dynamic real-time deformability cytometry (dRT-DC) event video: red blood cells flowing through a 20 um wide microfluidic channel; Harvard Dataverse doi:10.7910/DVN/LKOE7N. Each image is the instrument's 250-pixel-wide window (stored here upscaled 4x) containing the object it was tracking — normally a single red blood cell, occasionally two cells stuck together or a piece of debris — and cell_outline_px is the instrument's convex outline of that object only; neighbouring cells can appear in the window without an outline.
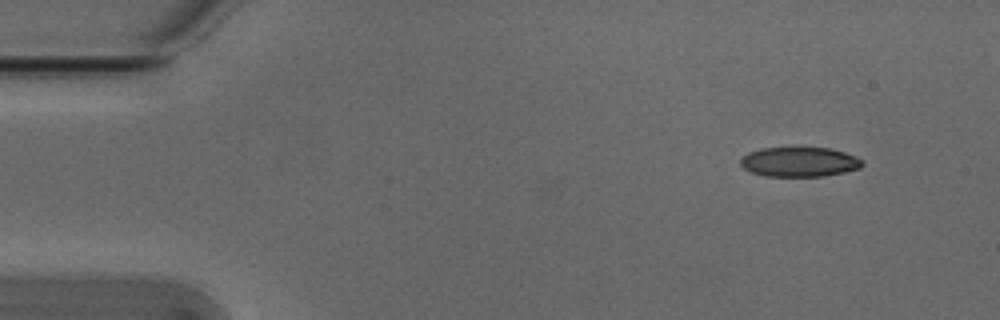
{"species": "Egyptian fruit bat (a non-hibernating species)", "species_latin": "Rousettus aegyptiacus", "temperature_condition": "cold", "stored_images_in_passage": 43, "camera_frame_rate_fps": 3000, "um_per_image_px": 0.085, "animal": {"sex": "male"}, "frame": {"image": 1, "passage_image": 1, "time_ms": 0.0, "image_size_px": [1000, 320], "cell_outline_px": [[864, 164], [860, 168], [844, 172], [824, 176], [764, 176], [752, 172], [744, 168], [740, 164], [740, 160], [748, 152], [760, 148], [832, 148], [856, 156], [864, 160]], "centroid_in_image_um": [67.97, 13.76], "position_along_channel_um": 17.0, "area_um2": 21.1}}
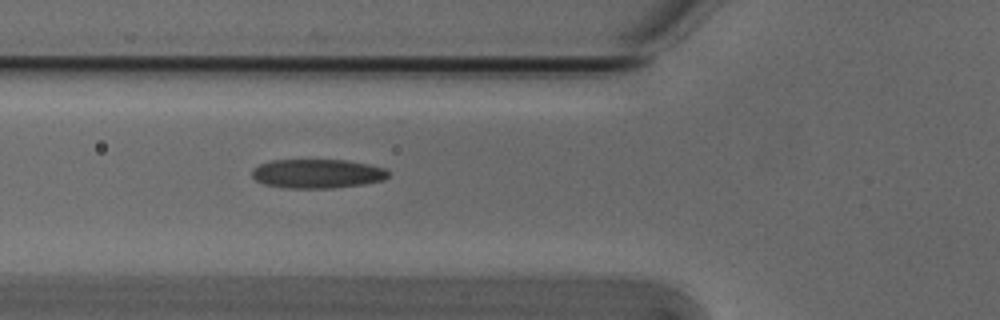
{"frame": {"image": 2, "passage_image": 15, "time_ms": 4.667, "image_size_px": [1000, 320], "cell_outline_px": [[392, 172], [384, 180], [364, 184], [332, 188], [288, 188], [264, 184], [256, 180], [252, 176], [252, 168], [260, 164], [272, 160], [348, 160], [388, 168]], "centroid_in_image_um": [27.02, 14.75], "position_along_channel_um": 98.8, "area_um2": 23.35}}
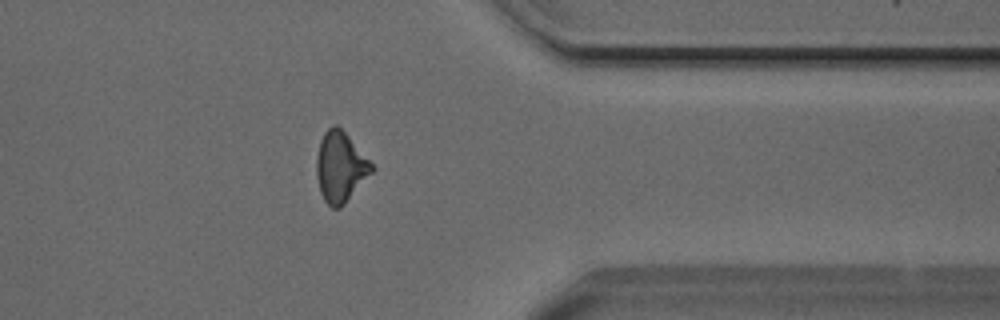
{"frame": {"image": 3, "passage_image": 38, "time_ms": 12.333, "image_size_px": [1000, 320], "cell_outline_px": [[376, 168], [344, 204], [340, 208], [332, 208], [324, 200], [320, 192], [316, 176], [316, 160], [320, 140], [324, 132], [332, 124], [336, 124], [348, 136]], "centroid_in_image_um": [28.91, 14.2], "position_along_channel_um": 382.5, "area_um2": 22.48}, "authors_computed_cell_mechanics": {"area_um2": 22.4842, "velocity_mm_per_s": 3.8616, "shape_relaxation_time_tau1_ms": 4.8771, "shape_relaxation_time_tau2_ms": 2.3879, "deformation_change_tau1": 0.1352, "deformation_change_tau2": 0.1053}}